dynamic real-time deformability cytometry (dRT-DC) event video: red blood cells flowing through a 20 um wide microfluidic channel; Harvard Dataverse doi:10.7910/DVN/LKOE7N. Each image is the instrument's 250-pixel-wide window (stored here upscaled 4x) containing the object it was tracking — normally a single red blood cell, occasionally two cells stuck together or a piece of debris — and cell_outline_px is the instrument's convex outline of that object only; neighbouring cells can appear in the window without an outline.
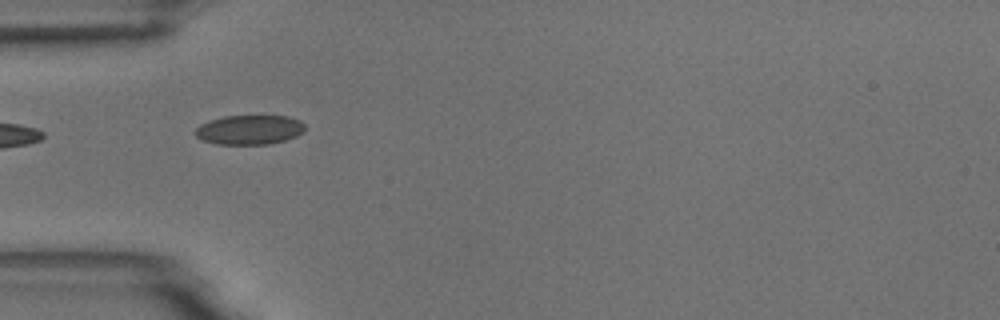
{"species": "common noctule bat (a hibernating species)", "species_latin": "Nyctalus noctula", "temperature_condition": "room temperature", "stored_images_in_passage": 6, "camera_frame_rate_fps": 3000, "um_per_image_px": 0.085, "animal": {"sex": "male", "body_mass_g": 18.8}, "frame": {"image": 1, "passage_image": 5, "time_ms": 4.667, "image_size_px": [1000, 320], "cell_outline_px": [[304, 132], [296, 136], [284, 140], [268, 144], [216, 144], [204, 140], [196, 136], [192, 132], [200, 124], [208, 120], [224, 116], [288, 116], [300, 120], [304, 124]], "centroid_in_image_um": [21.18, 11.02], "position_along_channel_um": 63.8, "area_um2": 18.9}}